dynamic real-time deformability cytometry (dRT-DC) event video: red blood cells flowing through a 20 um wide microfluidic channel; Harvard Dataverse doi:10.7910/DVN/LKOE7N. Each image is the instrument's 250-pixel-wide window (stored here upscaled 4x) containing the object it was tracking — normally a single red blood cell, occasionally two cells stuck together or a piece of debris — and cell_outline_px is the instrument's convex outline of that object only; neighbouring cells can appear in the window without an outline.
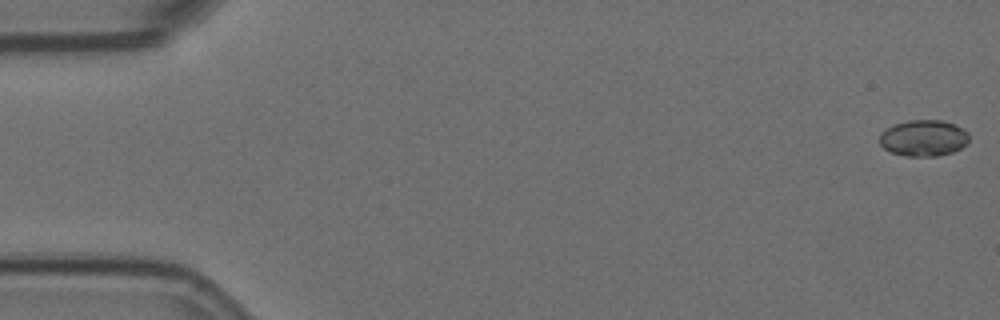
{"species": "Egyptian fruit bat (a non-hibernating species)", "species_latin": "Rousettus aegyptiacus", "temperature_condition": "room temperature", "stored_images_in_passage": 6, "camera_frame_rate_fps": 3000, "um_per_image_px": 0.085, "animal": {"sex": "female"}, "frame": {"image": 1, "passage_image": 1, "time_ms": 0.0, "image_size_px": [1000, 320], "cell_outline_px": [[968, 144], [952, 152], [936, 156], [908, 156], [892, 152], [884, 148], [880, 144], [880, 132], [896, 124], [908, 120], [940, 120], [964, 128], [968, 132]], "centroid_in_image_um": [78.52, 11.73], "position_along_channel_um": 6.5, "area_um2": 18.79}}
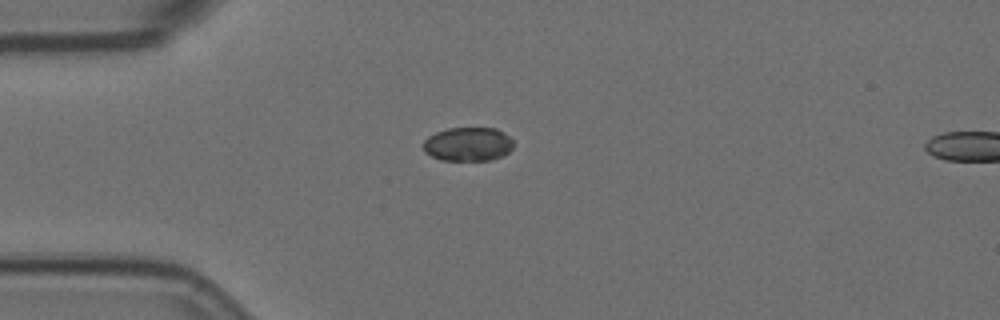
{"frame": {"image": 2, "passage_image": 5, "time_ms": 1.333, "image_size_px": [1000, 320], "cell_outline_px": [[512, 148], [504, 156], [492, 160], [440, 160], [424, 152], [424, 140], [428, 136], [436, 132], [448, 128], [496, 128], [504, 132], [512, 140]], "centroid_in_image_um": [39.78, 12.26], "position_along_channel_um": 45.2, "area_um2": 17.86}}